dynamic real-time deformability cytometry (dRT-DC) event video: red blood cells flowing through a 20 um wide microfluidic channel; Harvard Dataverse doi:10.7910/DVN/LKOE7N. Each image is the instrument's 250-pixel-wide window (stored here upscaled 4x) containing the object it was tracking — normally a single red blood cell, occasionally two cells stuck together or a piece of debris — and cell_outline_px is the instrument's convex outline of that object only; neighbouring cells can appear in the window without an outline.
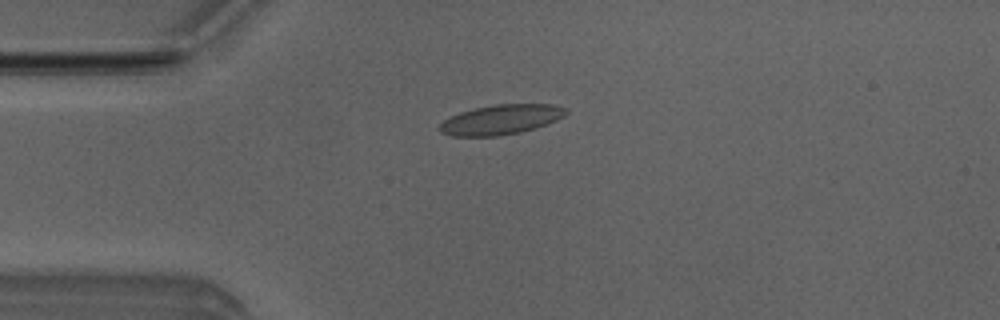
{"species": "Egyptian fruit bat (a non-hibernating species)", "species_latin": "Rousettus aegyptiacus", "temperature_condition": "room temperature", "stored_images_in_passage": 3, "camera_frame_rate_fps": 3000, "um_per_image_px": 0.085, "animal": {"sex": "male"}, "frame": {"image": 1, "passage_image": 1, "time_ms": 0.0, "image_size_px": [1000, 320], "cell_outline_px": [[568, 112], [564, 116], [556, 120], [520, 132], [500, 136], [452, 136], [440, 132], [436, 128], [444, 120], [460, 112], [472, 108], [496, 104], [552, 104], [568, 108]], "centroid_in_image_um": [42.55, 10.16], "position_along_channel_um": 42.5, "area_um2": 21.96}}